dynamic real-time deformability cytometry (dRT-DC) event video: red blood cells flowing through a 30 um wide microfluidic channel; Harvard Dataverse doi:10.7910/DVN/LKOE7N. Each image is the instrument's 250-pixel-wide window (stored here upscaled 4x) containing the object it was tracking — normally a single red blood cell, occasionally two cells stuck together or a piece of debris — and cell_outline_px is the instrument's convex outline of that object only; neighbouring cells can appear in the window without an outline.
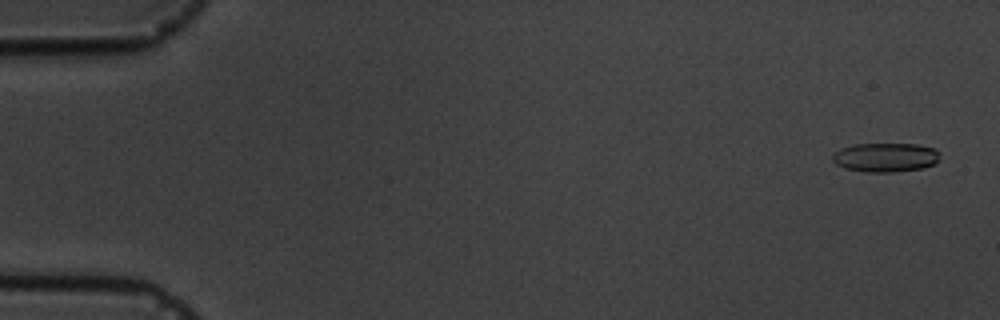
{"species": "common noctule bat (a hibernating species)", "species_latin": "Nyctalus noctula", "temperature_condition": "cold", "stored_images_in_passage": 4, "camera_frame_rate_fps": 3000, "um_per_image_px": 0.085, "animal": {"sex": "male", "body_mass_g": 19.5, "forearm_length_mm": 54.6}, "frame": {"image": 1, "passage_image": 1, "time_ms": 0.0, "image_size_px": [1000, 320], "cell_outline_px": [[940, 160], [936, 164], [924, 168], [892, 172], [868, 172], [844, 168], [836, 164], [832, 160], [832, 156], [840, 148], [856, 144], [916, 144], [936, 148]], "centroid_in_image_um": [75.3, 13.38], "position_along_channel_um": 9.7, "area_um2": 18.32}}
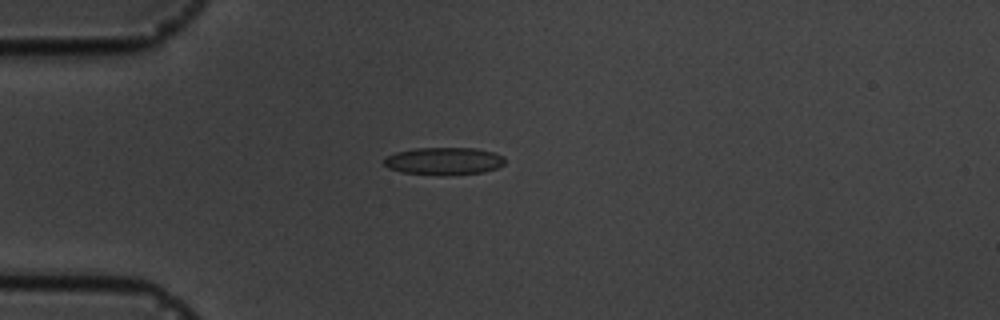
{"frame": {"image": 2, "passage_image": 4, "time_ms": 4.333, "image_size_px": [1000, 320], "cell_outline_px": [[504, 164], [496, 168], [484, 172], [448, 176], [440, 176], [400, 172], [388, 168], [384, 164], [384, 156], [396, 152], [416, 148], [476, 148], [492, 152], [504, 156]], "centroid_in_image_um": [37.7, 13.71], "position_along_channel_um": 47.3, "area_um2": 19.71}}